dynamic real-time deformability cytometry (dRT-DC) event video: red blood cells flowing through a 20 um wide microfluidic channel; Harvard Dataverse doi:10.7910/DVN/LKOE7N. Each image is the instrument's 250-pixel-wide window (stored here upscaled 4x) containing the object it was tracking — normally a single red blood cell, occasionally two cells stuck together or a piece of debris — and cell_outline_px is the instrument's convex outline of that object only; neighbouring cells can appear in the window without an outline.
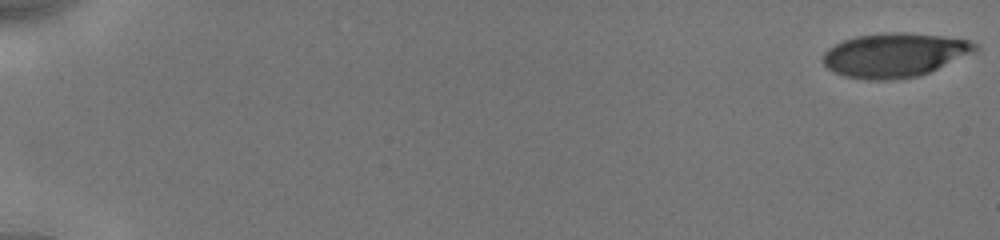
{"species": "human", "species_latin": "Homo sapiens", "temperature_condition": "cold", "stored_images_in_passage": 68, "camera_frame_rate_fps": 3000, "um_per_image_px": 0.085, "donor": {"sex": "male"}, "frame": {"image": 1, "passage_image": 1, "time_ms": 0.0, "image_size_px": [1000, 240], "cell_outline_px": [[980, 48], [976, 52], [920, 76], [888, 80], [868, 80], [844, 76], [832, 72], [820, 60], [824, 52], [828, 48], [844, 40], [856, 36], [884, 32], [900, 32], [940, 36], [968, 40], [976, 44]], "centroid_in_image_um": [76.02, 4.69], "position_along_channel_um": 9.0, "area_um2": 39.3}}
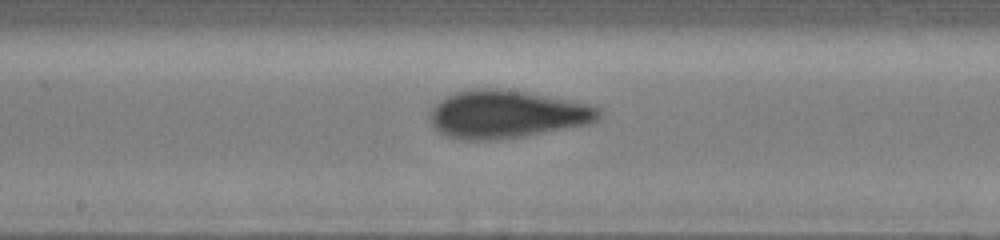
{"frame": {"image": 2, "passage_image": 39, "time_ms": 10.0, "image_size_px": [1000, 240], "cell_outline_px": [[600, 116], [596, 120], [588, 124], [524, 136], [496, 140], [464, 140], [444, 136], [428, 120], [428, 112], [444, 96], [456, 92], [476, 88], [496, 88], [524, 92], [588, 104], [600, 108]], "centroid_in_image_um": [43.0, 9.72], "position_along_channel_um": 205.2, "area_um2": 46.99}}
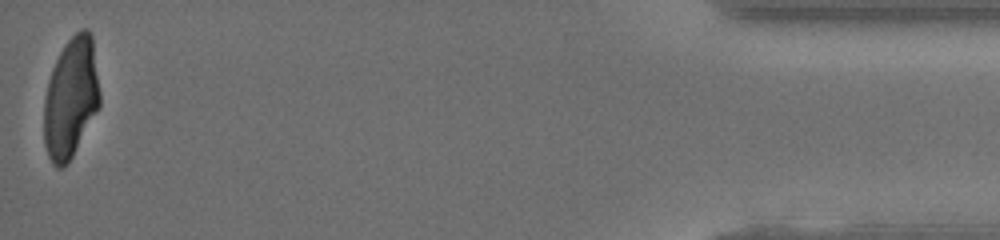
{"frame": {"image": 3, "passage_image": 68, "time_ms": 17.667, "image_size_px": [1000, 240], "cell_outline_px": [[100, 104], [96, 112], [68, 164], [64, 168], [56, 168], [52, 164], [48, 156], [44, 144], [44, 100], [48, 80], [52, 68], [64, 44], [80, 28], [88, 28], [92, 36], [100, 92]], "centroid_in_image_um": [6.01, 8.33], "position_along_channel_um": 429.2, "area_um2": 39.3}, "authors_computed_cell_mechanics": {"area_um2": 42.5119, "velocity_mm_per_s": 3.9238, "shape_relaxation_time_tau1_ms": 4.2538, "shape_relaxation_time_tau2_ms": 1.0901, "deformation_change_tau1": 0.1711, "deformation_change_tau2": 0.0742}}